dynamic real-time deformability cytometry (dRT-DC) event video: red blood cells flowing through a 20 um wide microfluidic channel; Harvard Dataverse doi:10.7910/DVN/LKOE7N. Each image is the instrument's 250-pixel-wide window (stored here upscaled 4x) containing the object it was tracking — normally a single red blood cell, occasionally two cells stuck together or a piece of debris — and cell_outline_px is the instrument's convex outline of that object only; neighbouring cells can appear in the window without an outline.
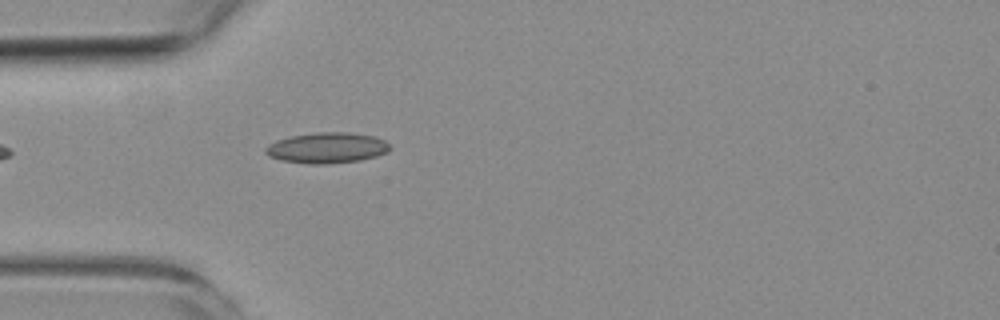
{"species": "common noctule bat (a hibernating species)", "species_latin": "Nyctalus noctula", "temperature_condition": "room temperature", "stored_images_in_passage": 4, "camera_frame_rate_fps": 3000, "um_per_image_px": 0.085, "animal": {"sex": "female", "body_mass_g": 19.3, "forearm_length_mm": 54.1}, "frame": {"image": 1, "passage_image": 4, "time_ms": 4.667, "image_size_px": [1000, 320], "cell_outline_px": [[392, 148], [388, 152], [376, 156], [360, 160], [328, 164], [308, 164], [280, 160], [268, 156], [264, 152], [264, 148], [268, 144], [276, 140], [288, 136], [316, 132], [348, 132], [376, 136], [384, 140]], "centroid_in_image_um": [27.77, 12.56], "position_along_channel_um": 57.2, "area_um2": 22.6}}